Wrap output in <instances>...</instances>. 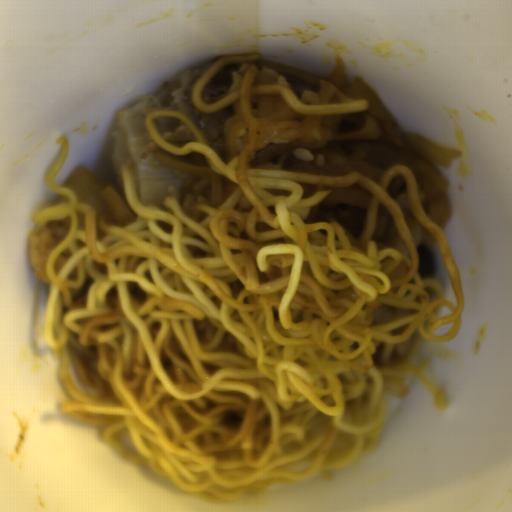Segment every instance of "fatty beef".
Returning <instances> with one entry per match:
<instances>
[{
  "instance_id": "obj_1",
  "label": "fatty beef",
  "mask_w": 512,
  "mask_h": 512,
  "mask_svg": "<svg viewBox=\"0 0 512 512\" xmlns=\"http://www.w3.org/2000/svg\"><path fill=\"white\" fill-rule=\"evenodd\" d=\"M255 65V86H284L293 98L310 105L360 97L367 108L319 116L318 143L296 139L273 145L254 153L251 166L330 177L357 174L378 183L393 166H406L416 181L424 215L438 227L447 226L452 206L441 168L412 150L368 85L359 77L346 78L341 60L328 79L267 59H257Z\"/></svg>"
},
{
  "instance_id": "obj_2",
  "label": "fatty beef",
  "mask_w": 512,
  "mask_h": 512,
  "mask_svg": "<svg viewBox=\"0 0 512 512\" xmlns=\"http://www.w3.org/2000/svg\"><path fill=\"white\" fill-rule=\"evenodd\" d=\"M308 199L320 191H329L326 197L311 207L304 223L333 221L343 227L351 239L361 236L372 206L373 193L358 184L335 186L320 183H299Z\"/></svg>"
},
{
  "instance_id": "obj_3",
  "label": "fatty beef",
  "mask_w": 512,
  "mask_h": 512,
  "mask_svg": "<svg viewBox=\"0 0 512 512\" xmlns=\"http://www.w3.org/2000/svg\"><path fill=\"white\" fill-rule=\"evenodd\" d=\"M386 191L397 201L402 218L416 246L434 251L437 237L434 233L425 230L418 220L409 200L404 176L400 173L392 177Z\"/></svg>"
},
{
  "instance_id": "obj_4",
  "label": "fatty beef",
  "mask_w": 512,
  "mask_h": 512,
  "mask_svg": "<svg viewBox=\"0 0 512 512\" xmlns=\"http://www.w3.org/2000/svg\"><path fill=\"white\" fill-rule=\"evenodd\" d=\"M372 240L375 241L378 250L385 247H392L404 253L407 251L393 212L389 206L381 201L378 203L377 207Z\"/></svg>"
}]
</instances>
